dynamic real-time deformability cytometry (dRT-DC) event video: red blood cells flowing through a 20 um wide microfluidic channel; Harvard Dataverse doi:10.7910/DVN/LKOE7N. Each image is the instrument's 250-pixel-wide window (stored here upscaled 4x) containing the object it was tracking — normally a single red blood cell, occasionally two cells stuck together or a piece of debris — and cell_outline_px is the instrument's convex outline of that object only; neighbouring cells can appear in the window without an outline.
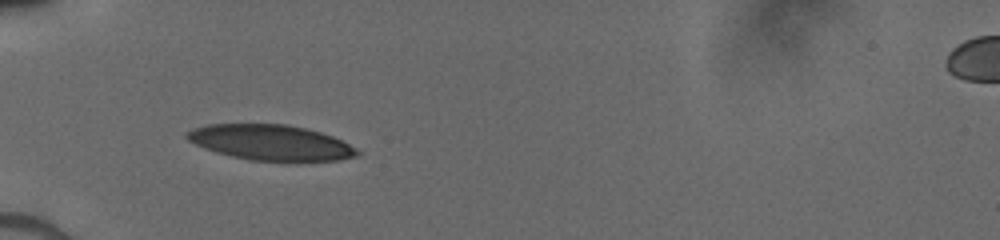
{"species": "human", "species_latin": "Homo sapiens", "temperature_condition": "cold", "stored_images_in_passage": 33, "camera_frame_rate_fps": 3000, "um_per_image_px": 0.085, "donor": {"sex": "male"}, "frame": {"image": 1, "passage_image": 1, "time_ms": 0.0, "image_size_px": [1000, 240], "cell_outline_px": [[360, 152], [356, 156], [340, 160], [296, 164], [248, 160], [216, 152], [204, 148], [188, 140], [184, 136], [192, 128], [208, 124], [288, 124], [320, 132], [332, 136], [356, 148]], "centroid_in_image_um": [23.05, 12.16], "position_along_channel_um": 61.9, "area_um2": 36.07}}
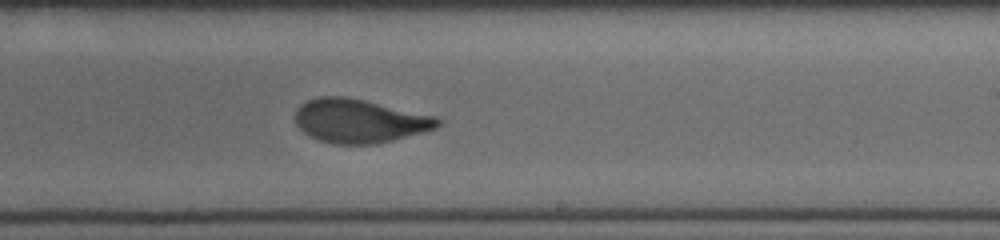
{"frame": {"image": 2, "passage_image": 17, "time_ms": 5.0, "image_size_px": [1000, 240], "cell_outline_px": [[444, 120], [436, 128], [424, 132], [376, 144], [332, 144], [320, 140], [304, 132], [296, 124], [296, 108], [300, 104], [308, 100], [320, 96], [344, 96], [364, 100], [436, 116]], "centroid_in_image_um": [30.57, 10.27], "position_along_channel_um": 258.4, "area_um2": 36.24}}
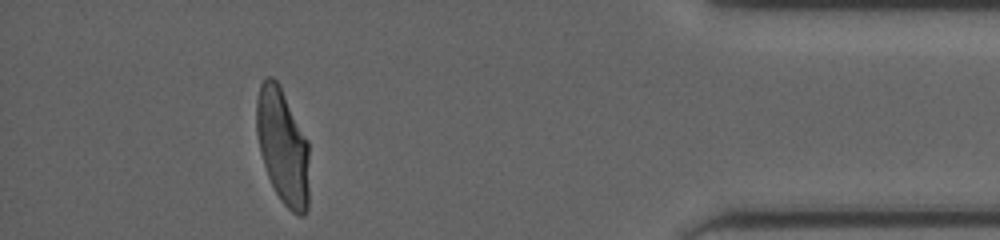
{"frame": {"image": 3, "passage_image": 31, "time_ms": 9.667, "image_size_px": [1000, 240], "cell_outline_px": [[308, 208], [304, 216], [300, 216], [292, 212], [280, 200], [268, 176], [260, 152], [256, 132], [256, 100], [260, 84], [268, 76], [272, 76], [280, 84], [308, 140]], "centroid_in_image_um": [24.03, 12.42], "position_along_channel_um": 411.2, "area_um2": 35.72}}